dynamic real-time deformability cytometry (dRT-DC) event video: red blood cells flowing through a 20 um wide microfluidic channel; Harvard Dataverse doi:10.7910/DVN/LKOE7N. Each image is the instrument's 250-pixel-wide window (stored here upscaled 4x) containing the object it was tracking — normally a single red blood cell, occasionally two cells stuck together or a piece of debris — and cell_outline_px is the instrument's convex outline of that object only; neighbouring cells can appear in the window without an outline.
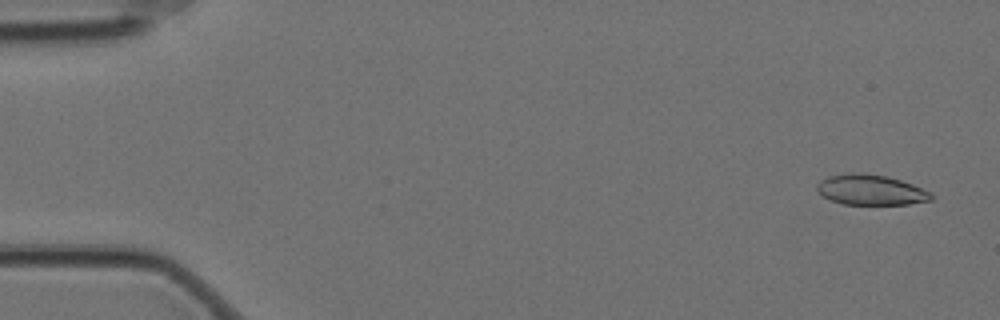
{"species": "Egyptian fruit bat (a non-hibernating species)", "species_latin": "Rousettus aegyptiacus", "temperature_condition": "cold", "stored_images_in_passage": 56, "camera_frame_rate_fps": 3000, "um_per_image_px": 0.085, "animal": {"sex": "female"}, "frame": {"image": 1, "passage_image": 1, "time_ms": 0.0, "image_size_px": [1000, 320], "cell_outline_px": [[932, 200], [908, 204], [844, 204], [832, 200], [824, 196], [816, 188], [816, 184], [820, 180], [828, 176], [852, 172], [888, 176], [912, 184], [932, 192]], "centroid_in_image_um": [74.02, 16.13], "position_along_channel_um": 11.0, "area_um2": 20.06}}
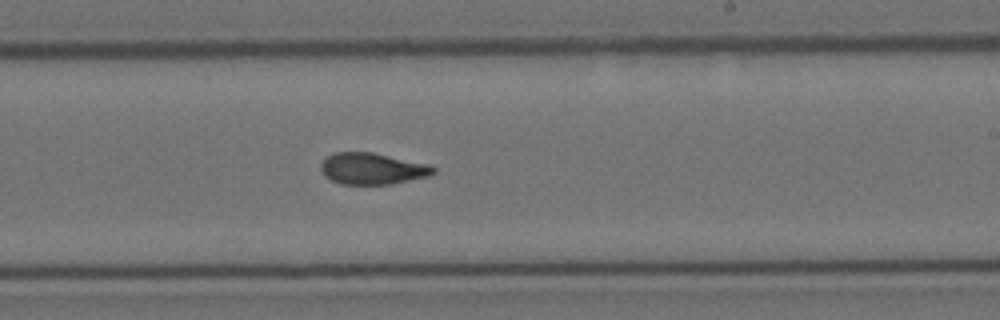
{"frame": {"image": 2, "passage_image": 33, "time_ms": 10.667, "image_size_px": [1000, 320], "cell_outline_px": [[436, 172], [428, 176], [392, 184], [340, 184], [324, 176], [320, 168], [320, 164], [332, 152], [372, 152], [428, 164], [436, 168]], "centroid_in_image_um": [31.63, 14.33], "position_along_channel_um": 257.4, "area_um2": 20.63}}
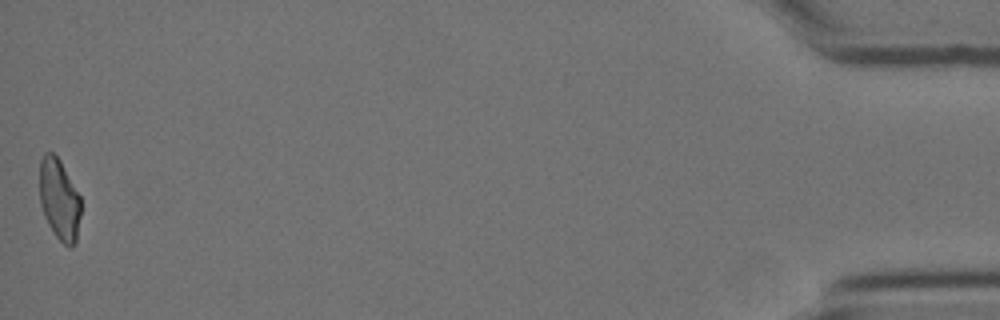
{"frame": {"image": 3, "passage_image": 56, "time_ms": 18.333, "image_size_px": [1000, 320], "cell_outline_px": [[80, 216], [76, 240], [72, 248], [68, 248], [56, 236], [48, 224], [44, 216], [40, 204], [40, 160], [44, 152], [52, 152], [60, 160], [80, 196]], "centroid_in_image_um": [5.03, 16.96], "position_along_channel_um": 430.2, "area_um2": 19.48}, "authors_computed_cell_mechanics": {"area_um2": 20.808, "velocity_mm_per_s": 3.4995, "shape_relaxation_time_tau1_ms": 8.6938, "shape_relaxation_time_tau2_ms": 2.4152, "deformation_change_tau1": 0.1925, "deformation_change_tau2": 0.0805}}